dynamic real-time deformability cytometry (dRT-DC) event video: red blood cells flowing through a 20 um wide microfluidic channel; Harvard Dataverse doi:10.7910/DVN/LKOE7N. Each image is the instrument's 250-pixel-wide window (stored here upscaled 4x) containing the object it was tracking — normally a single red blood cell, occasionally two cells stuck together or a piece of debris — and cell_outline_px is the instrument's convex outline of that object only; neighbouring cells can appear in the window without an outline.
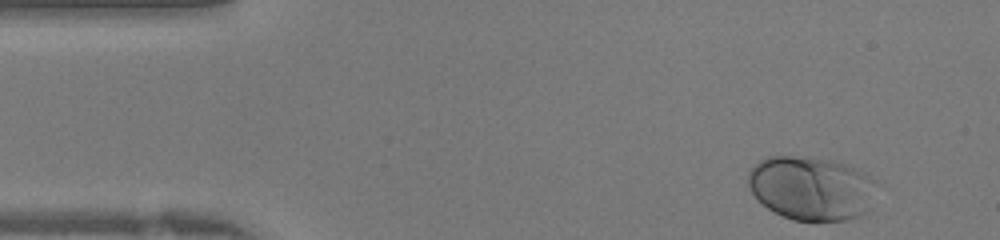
{"species": "human", "species_latin": "Homo sapiens", "temperature_condition": "warm", "stored_images_in_passage": 39, "camera_frame_rate_fps": 3000, "um_per_image_px": 0.085, "donor": {"sex": "female"}, "frame": {"image": 1, "passage_image": 1, "time_ms": 0.0, "image_size_px": [1000, 240], "cell_outline_px": [[876, 180], [872, 208], [868, 212], [860, 216], [848, 220], [792, 220], [768, 208], [756, 200], [748, 184], [748, 172], [760, 160], [768, 156], [808, 156], [836, 160], [856, 168], [864, 172]], "centroid_in_image_um": [68.99, 15.98], "position_along_channel_um": 16.0, "area_um2": 48.49}}
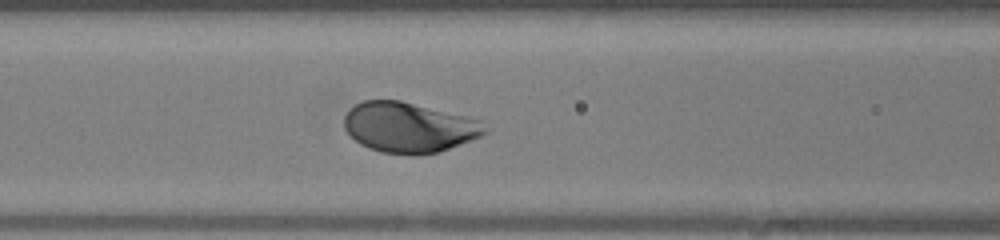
{"frame": {"image": 2, "passage_image": 14, "time_ms": 4.333, "image_size_px": [1000, 240], "cell_outline_px": [[488, 132], [480, 136], [448, 148], [436, 152], [416, 156], [380, 152], [368, 148], [360, 144], [344, 128], [344, 116], [356, 104], [364, 100], [400, 100], [468, 116], [480, 120], [488, 128]], "centroid_in_image_um": [34.77, 10.83], "position_along_channel_um": 131.8, "area_um2": 41.15}}
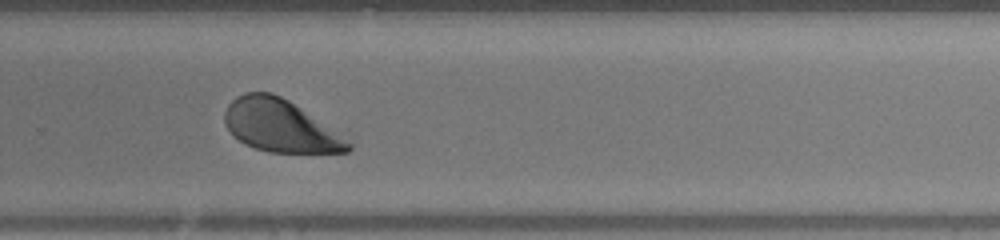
{"frame": {"image": 3, "passage_image": 25, "time_ms": 8.0, "image_size_px": [1000, 240], "cell_outline_px": [[352, 148], [348, 152], [268, 152], [244, 144], [224, 124], [224, 112], [228, 104], [236, 96], [244, 92], [272, 92], [288, 100], [300, 108], [352, 144]], "centroid_in_image_um": [23.74, 10.68], "position_along_channel_um": 306.1, "area_um2": 36.82}}